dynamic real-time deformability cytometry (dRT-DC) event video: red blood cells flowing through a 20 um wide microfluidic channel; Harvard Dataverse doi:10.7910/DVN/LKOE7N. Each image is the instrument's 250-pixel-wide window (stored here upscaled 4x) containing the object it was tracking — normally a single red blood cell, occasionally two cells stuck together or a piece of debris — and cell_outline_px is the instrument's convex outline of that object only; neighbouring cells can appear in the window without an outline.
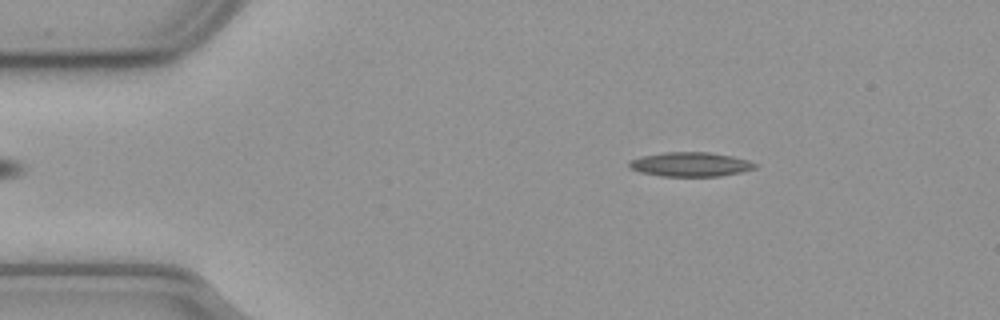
{"species": "common noctule bat (a hibernating species)", "species_latin": "Nyctalus noctula", "temperature_condition": "cold", "stored_images_in_passage": 46, "camera_frame_rate_fps": 3000, "um_per_image_px": 0.085, "animal": {"sex": "male", "body_mass_g": 23.1, "forearm_length_mm": 52.7}, "frame": {"image": 1, "passage_image": 8, "time_ms": 2.333, "image_size_px": [1000, 320], "cell_outline_px": [[756, 168], [740, 172], [720, 176], [660, 176], [640, 172], [632, 168], [628, 164], [632, 160], [644, 156], [664, 152], [708, 152], [732, 156], [748, 160], [756, 164]], "centroid_in_image_um": [58.71, 13.97], "position_along_channel_um": 26.3, "area_um2": 17.57}}
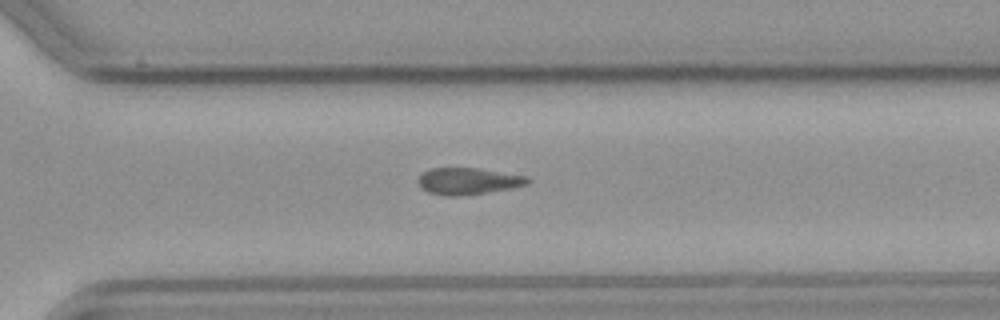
{"frame": {"image": 2, "passage_image": 38, "time_ms": 12.333, "image_size_px": [1000, 320], "cell_outline_px": [[532, 180], [528, 184], [512, 188], [460, 196], [448, 196], [428, 192], [420, 188], [416, 180], [428, 168], [476, 168], [524, 176]], "centroid_in_image_um": [39.74, 15.4], "position_along_channel_um": 330.9, "area_um2": 16.94}}
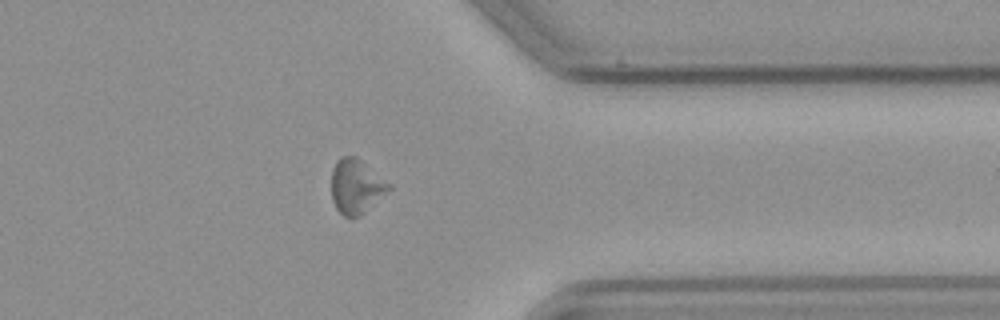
{"frame": {"image": 3, "passage_image": 43, "time_ms": 14.0, "image_size_px": [1000, 320], "cell_outline_px": [[392, 188], [360, 216], [344, 216], [336, 208], [332, 200], [332, 168], [336, 160], [340, 156], [356, 156], [392, 184]], "centroid_in_image_um": [30.28, 15.82], "position_along_channel_um": 381.1, "area_um2": 18.26}}